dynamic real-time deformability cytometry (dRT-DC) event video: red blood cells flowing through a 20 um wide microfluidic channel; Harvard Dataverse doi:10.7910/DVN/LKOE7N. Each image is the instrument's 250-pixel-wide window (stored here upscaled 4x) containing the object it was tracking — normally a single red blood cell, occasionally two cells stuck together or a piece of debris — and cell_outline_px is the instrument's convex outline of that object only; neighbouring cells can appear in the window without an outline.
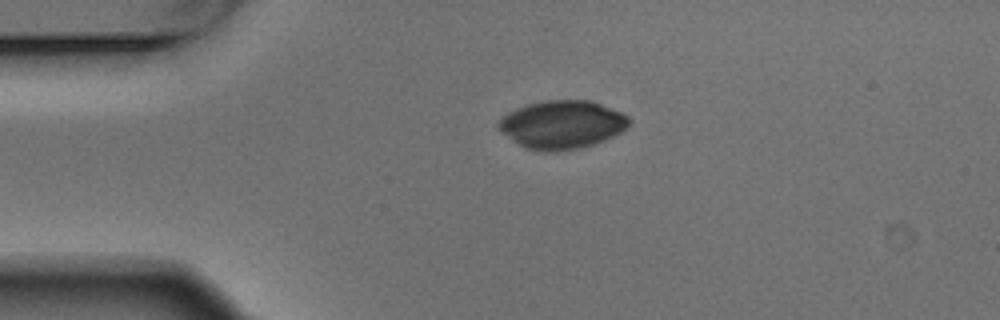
{"species": "Egyptian fruit bat (a non-hibernating species)", "species_latin": "Rousettus aegyptiacus", "temperature_condition": "warm", "stored_images_in_passage": 2, "camera_frame_rate_fps": 3000, "um_per_image_px": 0.085, "animal": {"sex": "male"}, "frame": {"image": 1, "passage_image": 1, "time_ms": 0.0, "image_size_px": [1000, 320], "cell_outline_px": [[628, 124], [620, 132], [604, 140], [592, 144], [576, 148], [556, 152], [540, 152], [528, 148], [520, 144], [504, 132], [496, 124], [508, 112], [516, 108], [528, 104], [544, 100], [592, 100], [620, 112], [628, 116]], "centroid_in_image_um": [47.77, 10.58], "position_along_channel_um": 37.2, "area_um2": 36.07}}